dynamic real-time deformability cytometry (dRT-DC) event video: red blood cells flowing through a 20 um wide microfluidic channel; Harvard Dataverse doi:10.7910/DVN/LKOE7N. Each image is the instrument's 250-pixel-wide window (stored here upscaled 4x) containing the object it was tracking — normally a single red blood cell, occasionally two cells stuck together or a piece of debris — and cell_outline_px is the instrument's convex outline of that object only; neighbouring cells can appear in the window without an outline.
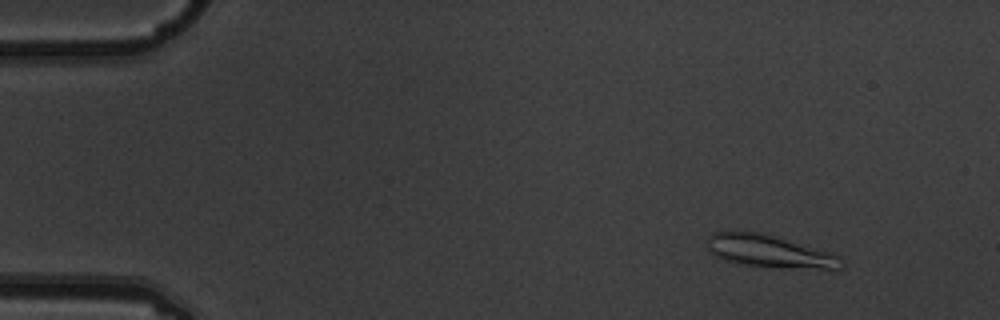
{"species": "common noctule bat (a hibernating species)", "species_latin": "Nyctalus noctula", "temperature_condition": "warm", "stored_images_in_passage": 6, "camera_frame_rate_fps": 3000, "um_per_image_px": 0.085, "animal": {"sex": "male", "body_mass_g": 19.5, "forearm_length_mm": 54.6}, "frame": {"image": 1, "passage_image": 2, "time_ms": 0.333, "image_size_px": [1000, 320], "cell_outline_px": [[844, 268], [780, 268], [744, 264], [724, 260], [716, 256], [708, 248], [708, 236], [712, 232], [760, 232], [828, 252], [844, 260]], "centroid_in_image_um": [65.38, 21.37], "position_along_channel_um": 19.6, "area_um2": 24.74}}
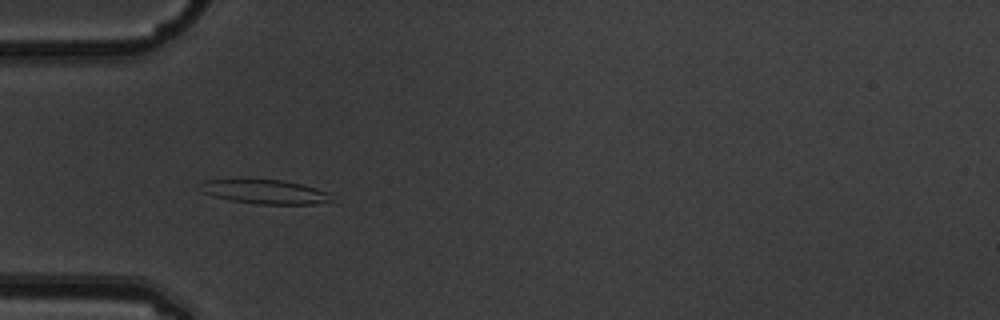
{"frame": {"image": 2, "passage_image": 5, "time_ms": 1.333, "image_size_px": [1000, 320], "cell_outline_px": [[328, 200], [312, 204], [256, 204], [232, 200], [200, 192], [204, 180], [284, 180], [304, 184], [316, 188], [324, 192]], "centroid_in_image_um": [22.46, 16.29], "position_along_channel_um": 62.5, "area_um2": 17.74}}